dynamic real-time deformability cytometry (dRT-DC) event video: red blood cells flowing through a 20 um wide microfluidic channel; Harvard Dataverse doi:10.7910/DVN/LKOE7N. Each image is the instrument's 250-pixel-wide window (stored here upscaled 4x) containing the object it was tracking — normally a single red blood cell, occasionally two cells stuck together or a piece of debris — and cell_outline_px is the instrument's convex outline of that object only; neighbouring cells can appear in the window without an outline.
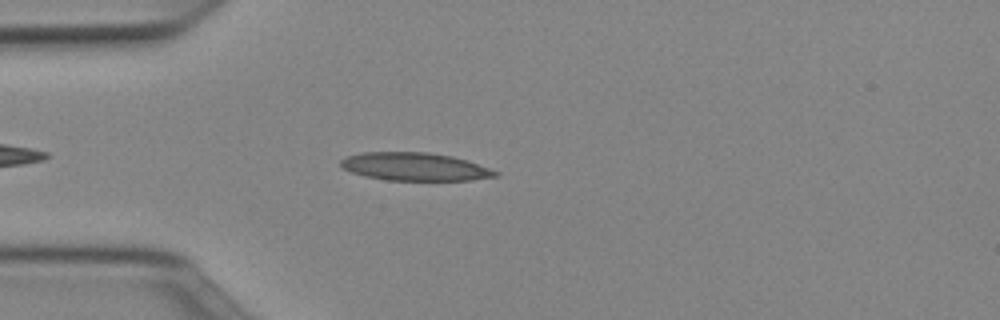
{"species": "Egyptian fruit bat (a non-hibernating species)", "species_latin": "Rousettus aegyptiacus", "temperature_condition": "cold", "stored_images_in_passage": 39, "camera_frame_rate_fps": 3000, "um_per_image_px": 0.085, "animal": {"sex": "female"}, "frame": {"image": 1, "passage_image": 2, "time_ms": 0.333, "image_size_px": [1000, 320], "cell_outline_px": [[500, 172], [496, 176], [472, 180], [388, 180], [364, 176], [352, 172], [344, 168], [340, 164], [340, 160], [344, 156], [360, 152], [428, 152], [452, 156], [468, 160]], "centroid_in_image_um": [35.24, 14.16], "position_along_channel_um": 49.8, "area_um2": 25.32}}
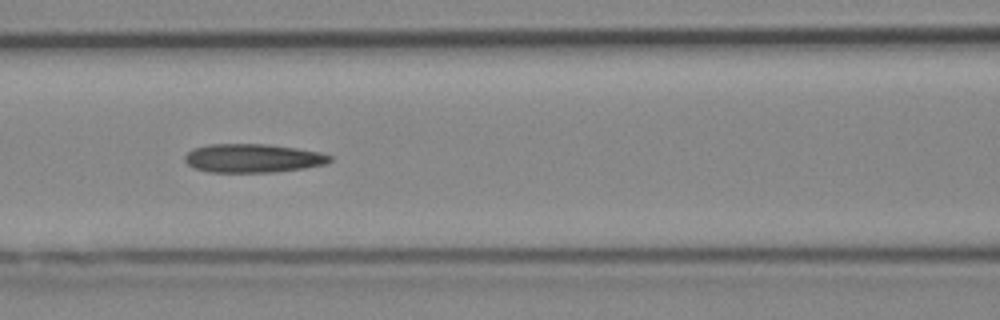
{"frame": {"image": 2, "passage_image": 10, "time_ms": 3.0, "image_size_px": [1000, 320], "cell_outline_px": [[332, 160], [324, 164], [304, 168], [272, 172], [208, 172], [192, 168], [184, 160], [184, 156], [192, 148], [208, 144], [264, 144], [296, 148], [320, 152], [332, 156]], "centroid_in_image_um": [21.45, 13.45], "position_along_channel_um": 145.2, "area_um2": 24.28}}
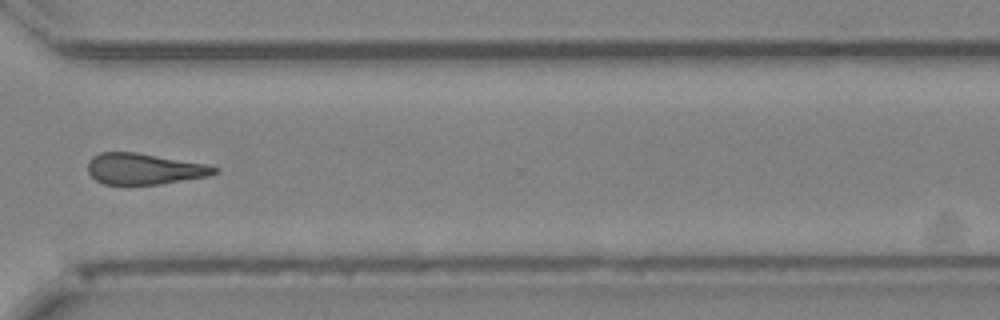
{"frame": {"image": 3, "passage_image": 26, "time_ms": 8.333, "image_size_px": [1000, 320], "cell_outline_px": [[220, 172], [208, 176], [160, 184], [104, 184], [96, 180], [88, 172], [88, 160], [92, 156], [100, 152], [136, 152], [208, 164], [220, 168]], "centroid_in_image_um": [12.28, 14.34], "position_along_channel_um": 358.3, "area_um2": 23.06}, "authors_computed_cell_mechanics": {"area_um2": 23.6402, "velocity_mm_per_s": 4.0083, "shape_relaxation_time_tau1_ms": null, "shape_relaxation_time_tau2_ms": 7.8342, "deformation_change_tau1": null, "deformation_change_tau2": 0.2155}}